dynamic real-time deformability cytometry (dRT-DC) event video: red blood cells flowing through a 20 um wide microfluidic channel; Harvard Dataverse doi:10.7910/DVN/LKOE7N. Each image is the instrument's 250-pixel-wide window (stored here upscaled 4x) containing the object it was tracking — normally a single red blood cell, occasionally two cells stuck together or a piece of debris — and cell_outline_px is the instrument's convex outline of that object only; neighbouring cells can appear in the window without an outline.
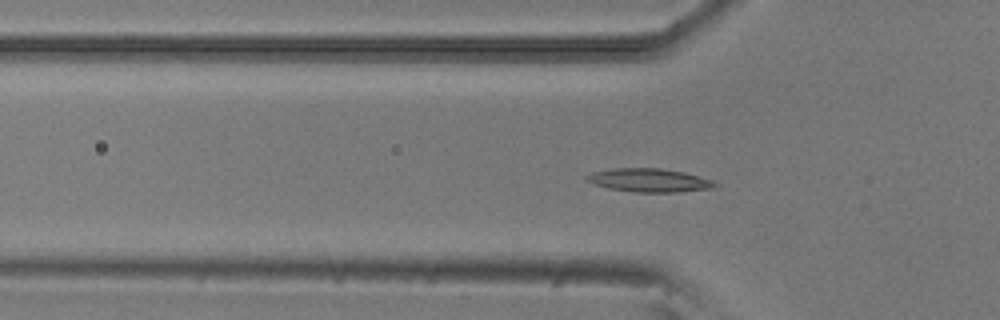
{"species": "common noctule bat (a hibernating species)", "species_latin": "Nyctalus noctula", "temperature_condition": "room temperature", "stored_images_in_passage": 53, "camera_frame_rate_fps": 3000, "um_per_image_px": 0.085, "animal": {"sex": "male", "body_mass_g": 20.5, "forearm_length_mm": 52.5}, "frame": {"image": 1, "passage_image": 17, "time_ms": 5.333, "image_size_px": [1000, 320], "cell_outline_px": [[720, 184], [712, 188], [680, 192], [636, 192], [608, 188], [592, 184], [584, 180], [584, 176], [592, 172], [612, 168], [660, 168], [684, 172], [712, 180]], "centroid_in_image_um": [55.14, 15.32], "position_along_channel_um": 70.7, "area_um2": 17.69}}
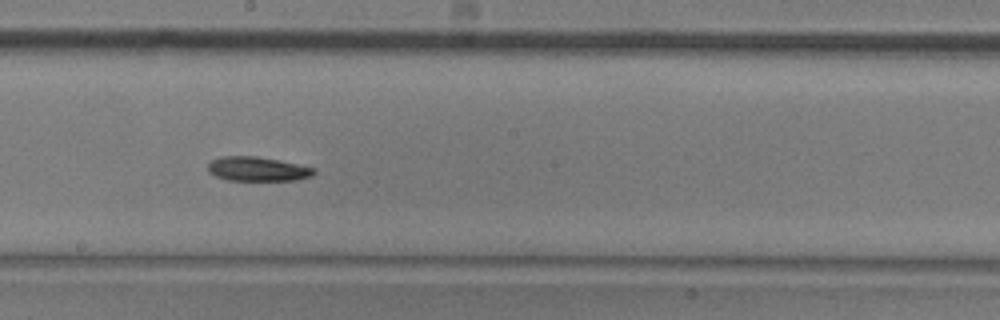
{"frame": {"image": 2, "passage_image": 29, "time_ms": 9.333, "image_size_px": [1000, 320], "cell_outline_px": [[316, 172], [312, 176], [296, 180], [228, 180], [216, 176], [208, 172], [208, 164], [212, 160], [220, 156], [256, 156], [316, 168]], "centroid_in_image_um": [21.88, 14.36], "position_along_channel_um": 226.3, "area_um2": 14.91}}
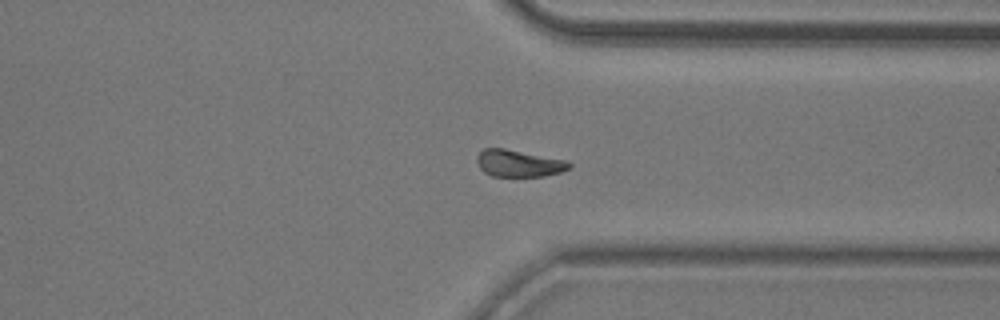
{"frame": {"image": 3, "passage_image": 40, "time_ms": 13.0, "image_size_px": [1000, 320], "cell_outline_px": [[572, 168], [560, 172], [544, 176], [492, 176], [484, 172], [480, 168], [476, 160], [476, 156], [484, 148], [504, 148], [568, 160], [572, 164]], "centroid_in_image_um": [44.12, 13.88], "position_along_channel_um": 367.3, "area_um2": 14.62}, "authors_computed_cell_mechanics": {"area_um2": 15.317, "velocity_mm_per_s": 3.8695, "shape_relaxation_time_tau1_ms": null, "shape_relaxation_time_tau2_ms": 9.2331, "deformation_change_tau1": null, "deformation_change_tau2": 0.1572}}